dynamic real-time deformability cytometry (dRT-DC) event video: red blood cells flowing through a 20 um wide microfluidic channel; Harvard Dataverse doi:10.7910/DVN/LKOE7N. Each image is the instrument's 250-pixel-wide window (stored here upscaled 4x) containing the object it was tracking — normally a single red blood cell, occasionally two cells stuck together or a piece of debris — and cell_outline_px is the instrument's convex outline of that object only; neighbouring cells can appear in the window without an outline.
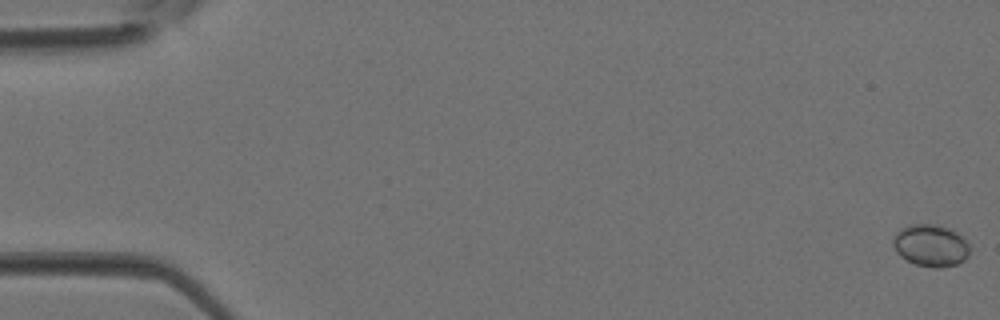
{"species": "Egyptian fruit bat (a non-hibernating species)", "species_latin": "Rousettus aegyptiacus", "temperature_condition": "room temperature", "stored_images_in_passage": 5, "camera_frame_rate_fps": 3000, "um_per_image_px": 0.085, "animal": {"sex": "female"}, "frame": {"image": 1, "passage_image": 1, "time_ms": 0.0, "image_size_px": [1000, 320], "cell_outline_px": [[968, 256], [964, 260], [956, 264], [940, 268], [932, 268], [916, 264], [900, 256], [896, 252], [892, 244], [892, 236], [900, 228], [908, 224], [936, 224], [948, 228], [956, 232], [968, 244]], "centroid_in_image_um": [79.05, 20.86], "position_along_channel_um": 5.9, "area_um2": 18.84}}
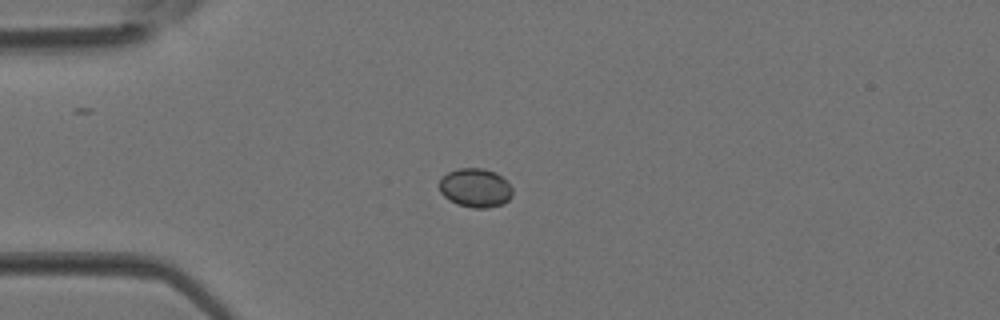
{"frame": {"image": 2, "passage_image": 4, "time_ms": 1.0, "image_size_px": [1000, 320], "cell_outline_px": [[512, 196], [504, 204], [488, 208], [472, 208], [456, 204], [448, 200], [440, 192], [440, 180], [448, 172], [456, 168], [484, 168], [496, 172], [512, 188]], "centroid_in_image_um": [40.4, 15.98], "position_along_channel_um": 44.6, "area_um2": 16.7}}
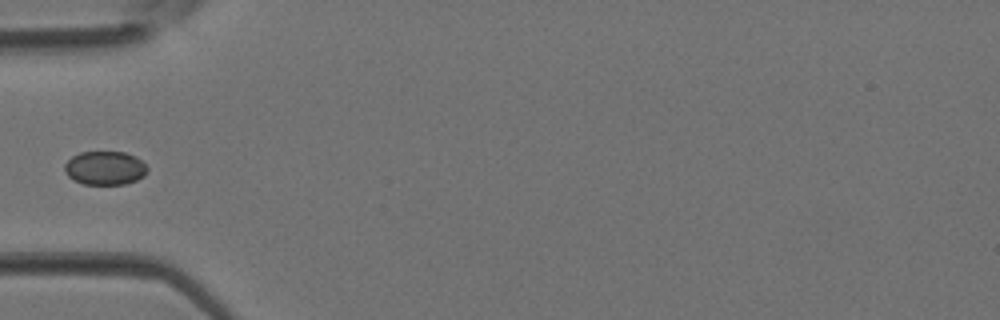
{"frame": {"image": 3, "passage_image": 5, "time_ms": 1.333, "image_size_px": [1000, 320], "cell_outline_px": [[148, 168], [144, 176], [136, 180], [124, 184], [84, 184], [68, 176], [64, 172], [64, 164], [72, 156], [80, 152], [124, 152], [136, 156]], "centroid_in_image_um": [8.91, 14.27], "position_along_channel_um": 76.1, "area_um2": 16.18}}